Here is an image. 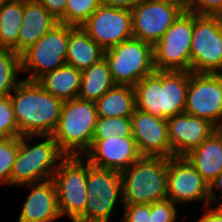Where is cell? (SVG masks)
I'll return each mask as SVG.
<instances>
[{
  "instance_id": "obj_4",
  "label": "cell",
  "mask_w": 222,
  "mask_h": 222,
  "mask_svg": "<svg viewBox=\"0 0 222 222\" xmlns=\"http://www.w3.org/2000/svg\"><path fill=\"white\" fill-rule=\"evenodd\" d=\"M120 173L122 205L167 199V158L141 156Z\"/></svg>"
},
{
  "instance_id": "obj_28",
  "label": "cell",
  "mask_w": 222,
  "mask_h": 222,
  "mask_svg": "<svg viewBox=\"0 0 222 222\" xmlns=\"http://www.w3.org/2000/svg\"><path fill=\"white\" fill-rule=\"evenodd\" d=\"M101 5V0H67L65 13L59 23L80 27Z\"/></svg>"
},
{
  "instance_id": "obj_17",
  "label": "cell",
  "mask_w": 222,
  "mask_h": 222,
  "mask_svg": "<svg viewBox=\"0 0 222 222\" xmlns=\"http://www.w3.org/2000/svg\"><path fill=\"white\" fill-rule=\"evenodd\" d=\"M83 157L93 166L122 171L136 162L141 154L132 136H114L92 140Z\"/></svg>"
},
{
  "instance_id": "obj_38",
  "label": "cell",
  "mask_w": 222,
  "mask_h": 222,
  "mask_svg": "<svg viewBox=\"0 0 222 222\" xmlns=\"http://www.w3.org/2000/svg\"><path fill=\"white\" fill-rule=\"evenodd\" d=\"M141 0H101L102 6L125 8L131 10Z\"/></svg>"
},
{
  "instance_id": "obj_14",
  "label": "cell",
  "mask_w": 222,
  "mask_h": 222,
  "mask_svg": "<svg viewBox=\"0 0 222 222\" xmlns=\"http://www.w3.org/2000/svg\"><path fill=\"white\" fill-rule=\"evenodd\" d=\"M131 21V10L100 5L80 27L107 50L133 38Z\"/></svg>"
},
{
  "instance_id": "obj_27",
  "label": "cell",
  "mask_w": 222,
  "mask_h": 222,
  "mask_svg": "<svg viewBox=\"0 0 222 222\" xmlns=\"http://www.w3.org/2000/svg\"><path fill=\"white\" fill-rule=\"evenodd\" d=\"M21 70L20 55L13 50L0 48V96H8L22 81L18 79Z\"/></svg>"
},
{
  "instance_id": "obj_22",
  "label": "cell",
  "mask_w": 222,
  "mask_h": 222,
  "mask_svg": "<svg viewBox=\"0 0 222 222\" xmlns=\"http://www.w3.org/2000/svg\"><path fill=\"white\" fill-rule=\"evenodd\" d=\"M104 53L105 50L81 27L69 25L66 64L82 71L101 61Z\"/></svg>"
},
{
  "instance_id": "obj_24",
  "label": "cell",
  "mask_w": 222,
  "mask_h": 222,
  "mask_svg": "<svg viewBox=\"0 0 222 222\" xmlns=\"http://www.w3.org/2000/svg\"><path fill=\"white\" fill-rule=\"evenodd\" d=\"M98 117H131L136 109L133 86L116 84L96 102Z\"/></svg>"
},
{
  "instance_id": "obj_36",
  "label": "cell",
  "mask_w": 222,
  "mask_h": 222,
  "mask_svg": "<svg viewBox=\"0 0 222 222\" xmlns=\"http://www.w3.org/2000/svg\"><path fill=\"white\" fill-rule=\"evenodd\" d=\"M222 194V171L218 174V176L209 184V197H210V205H214L213 203H218L216 206H222V195L217 196L218 191ZM221 198V199H220Z\"/></svg>"
},
{
  "instance_id": "obj_11",
  "label": "cell",
  "mask_w": 222,
  "mask_h": 222,
  "mask_svg": "<svg viewBox=\"0 0 222 222\" xmlns=\"http://www.w3.org/2000/svg\"><path fill=\"white\" fill-rule=\"evenodd\" d=\"M69 25L58 23L20 55L21 70L29 71L26 80L37 81L49 71L66 64Z\"/></svg>"
},
{
  "instance_id": "obj_13",
  "label": "cell",
  "mask_w": 222,
  "mask_h": 222,
  "mask_svg": "<svg viewBox=\"0 0 222 222\" xmlns=\"http://www.w3.org/2000/svg\"><path fill=\"white\" fill-rule=\"evenodd\" d=\"M185 9V2L141 0L131 9L133 38L154 46Z\"/></svg>"
},
{
  "instance_id": "obj_32",
  "label": "cell",
  "mask_w": 222,
  "mask_h": 222,
  "mask_svg": "<svg viewBox=\"0 0 222 222\" xmlns=\"http://www.w3.org/2000/svg\"><path fill=\"white\" fill-rule=\"evenodd\" d=\"M177 212L176 204L169 199L150 204L151 222H176Z\"/></svg>"
},
{
  "instance_id": "obj_1",
  "label": "cell",
  "mask_w": 222,
  "mask_h": 222,
  "mask_svg": "<svg viewBox=\"0 0 222 222\" xmlns=\"http://www.w3.org/2000/svg\"><path fill=\"white\" fill-rule=\"evenodd\" d=\"M10 100L21 136L52 135L63 100L45 91L37 81L26 79L11 92Z\"/></svg>"
},
{
  "instance_id": "obj_12",
  "label": "cell",
  "mask_w": 222,
  "mask_h": 222,
  "mask_svg": "<svg viewBox=\"0 0 222 222\" xmlns=\"http://www.w3.org/2000/svg\"><path fill=\"white\" fill-rule=\"evenodd\" d=\"M185 113L222 126V74L189 72Z\"/></svg>"
},
{
  "instance_id": "obj_35",
  "label": "cell",
  "mask_w": 222,
  "mask_h": 222,
  "mask_svg": "<svg viewBox=\"0 0 222 222\" xmlns=\"http://www.w3.org/2000/svg\"><path fill=\"white\" fill-rule=\"evenodd\" d=\"M46 10L56 19H59L64 13L67 0H38Z\"/></svg>"
},
{
  "instance_id": "obj_15",
  "label": "cell",
  "mask_w": 222,
  "mask_h": 222,
  "mask_svg": "<svg viewBox=\"0 0 222 222\" xmlns=\"http://www.w3.org/2000/svg\"><path fill=\"white\" fill-rule=\"evenodd\" d=\"M167 199L175 204L204 201L210 205L209 184L185 157L167 158Z\"/></svg>"
},
{
  "instance_id": "obj_8",
  "label": "cell",
  "mask_w": 222,
  "mask_h": 222,
  "mask_svg": "<svg viewBox=\"0 0 222 222\" xmlns=\"http://www.w3.org/2000/svg\"><path fill=\"white\" fill-rule=\"evenodd\" d=\"M194 12L185 9L153 46L155 70L191 72V40Z\"/></svg>"
},
{
  "instance_id": "obj_6",
  "label": "cell",
  "mask_w": 222,
  "mask_h": 222,
  "mask_svg": "<svg viewBox=\"0 0 222 222\" xmlns=\"http://www.w3.org/2000/svg\"><path fill=\"white\" fill-rule=\"evenodd\" d=\"M83 156H65L53 174L58 208L61 217L66 215L75 222L87 204V160Z\"/></svg>"
},
{
  "instance_id": "obj_33",
  "label": "cell",
  "mask_w": 222,
  "mask_h": 222,
  "mask_svg": "<svg viewBox=\"0 0 222 222\" xmlns=\"http://www.w3.org/2000/svg\"><path fill=\"white\" fill-rule=\"evenodd\" d=\"M185 7L198 15H222V0H185Z\"/></svg>"
},
{
  "instance_id": "obj_3",
  "label": "cell",
  "mask_w": 222,
  "mask_h": 222,
  "mask_svg": "<svg viewBox=\"0 0 222 222\" xmlns=\"http://www.w3.org/2000/svg\"><path fill=\"white\" fill-rule=\"evenodd\" d=\"M97 119L95 102L80 98L66 100L51 136L66 156H83L91 146Z\"/></svg>"
},
{
  "instance_id": "obj_29",
  "label": "cell",
  "mask_w": 222,
  "mask_h": 222,
  "mask_svg": "<svg viewBox=\"0 0 222 222\" xmlns=\"http://www.w3.org/2000/svg\"><path fill=\"white\" fill-rule=\"evenodd\" d=\"M132 136L130 117H98L92 140Z\"/></svg>"
},
{
  "instance_id": "obj_16",
  "label": "cell",
  "mask_w": 222,
  "mask_h": 222,
  "mask_svg": "<svg viewBox=\"0 0 222 222\" xmlns=\"http://www.w3.org/2000/svg\"><path fill=\"white\" fill-rule=\"evenodd\" d=\"M132 137L141 156L172 157L166 119L135 109L131 115Z\"/></svg>"
},
{
  "instance_id": "obj_19",
  "label": "cell",
  "mask_w": 222,
  "mask_h": 222,
  "mask_svg": "<svg viewBox=\"0 0 222 222\" xmlns=\"http://www.w3.org/2000/svg\"><path fill=\"white\" fill-rule=\"evenodd\" d=\"M24 186L31 192L23 204L18 222H53L61 218L52 178L20 187Z\"/></svg>"
},
{
  "instance_id": "obj_31",
  "label": "cell",
  "mask_w": 222,
  "mask_h": 222,
  "mask_svg": "<svg viewBox=\"0 0 222 222\" xmlns=\"http://www.w3.org/2000/svg\"><path fill=\"white\" fill-rule=\"evenodd\" d=\"M20 136L10 95L0 96V138Z\"/></svg>"
},
{
  "instance_id": "obj_25",
  "label": "cell",
  "mask_w": 222,
  "mask_h": 222,
  "mask_svg": "<svg viewBox=\"0 0 222 222\" xmlns=\"http://www.w3.org/2000/svg\"><path fill=\"white\" fill-rule=\"evenodd\" d=\"M115 85L108 62L103 58L98 63L81 71L78 98L96 102Z\"/></svg>"
},
{
  "instance_id": "obj_21",
  "label": "cell",
  "mask_w": 222,
  "mask_h": 222,
  "mask_svg": "<svg viewBox=\"0 0 222 222\" xmlns=\"http://www.w3.org/2000/svg\"><path fill=\"white\" fill-rule=\"evenodd\" d=\"M185 158L210 184L222 171V126L215 131Z\"/></svg>"
},
{
  "instance_id": "obj_34",
  "label": "cell",
  "mask_w": 222,
  "mask_h": 222,
  "mask_svg": "<svg viewBox=\"0 0 222 222\" xmlns=\"http://www.w3.org/2000/svg\"><path fill=\"white\" fill-rule=\"evenodd\" d=\"M121 222H151L150 204H123Z\"/></svg>"
},
{
  "instance_id": "obj_39",
  "label": "cell",
  "mask_w": 222,
  "mask_h": 222,
  "mask_svg": "<svg viewBox=\"0 0 222 222\" xmlns=\"http://www.w3.org/2000/svg\"><path fill=\"white\" fill-rule=\"evenodd\" d=\"M146 1H158V2H166V3L185 2V0H146Z\"/></svg>"
},
{
  "instance_id": "obj_23",
  "label": "cell",
  "mask_w": 222,
  "mask_h": 222,
  "mask_svg": "<svg viewBox=\"0 0 222 222\" xmlns=\"http://www.w3.org/2000/svg\"><path fill=\"white\" fill-rule=\"evenodd\" d=\"M80 81L81 70L68 64L49 71L37 80L45 91L63 101L78 98Z\"/></svg>"
},
{
  "instance_id": "obj_20",
  "label": "cell",
  "mask_w": 222,
  "mask_h": 222,
  "mask_svg": "<svg viewBox=\"0 0 222 222\" xmlns=\"http://www.w3.org/2000/svg\"><path fill=\"white\" fill-rule=\"evenodd\" d=\"M38 0H23V20L17 38V54L21 55L58 24Z\"/></svg>"
},
{
  "instance_id": "obj_30",
  "label": "cell",
  "mask_w": 222,
  "mask_h": 222,
  "mask_svg": "<svg viewBox=\"0 0 222 222\" xmlns=\"http://www.w3.org/2000/svg\"><path fill=\"white\" fill-rule=\"evenodd\" d=\"M19 149V137L0 138V185H10V174Z\"/></svg>"
},
{
  "instance_id": "obj_9",
  "label": "cell",
  "mask_w": 222,
  "mask_h": 222,
  "mask_svg": "<svg viewBox=\"0 0 222 222\" xmlns=\"http://www.w3.org/2000/svg\"><path fill=\"white\" fill-rule=\"evenodd\" d=\"M104 58L116 84L134 86L155 71L153 46L140 39L131 38L105 50Z\"/></svg>"
},
{
  "instance_id": "obj_10",
  "label": "cell",
  "mask_w": 222,
  "mask_h": 222,
  "mask_svg": "<svg viewBox=\"0 0 222 222\" xmlns=\"http://www.w3.org/2000/svg\"><path fill=\"white\" fill-rule=\"evenodd\" d=\"M191 72L222 74V15L194 13Z\"/></svg>"
},
{
  "instance_id": "obj_26",
  "label": "cell",
  "mask_w": 222,
  "mask_h": 222,
  "mask_svg": "<svg viewBox=\"0 0 222 222\" xmlns=\"http://www.w3.org/2000/svg\"><path fill=\"white\" fill-rule=\"evenodd\" d=\"M23 20V0H10L0 7V48L17 54V38Z\"/></svg>"
},
{
  "instance_id": "obj_40",
  "label": "cell",
  "mask_w": 222,
  "mask_h": 222,
  "mask_svg": "<svg viewBox=\"0 0 222 222\" xmlns=\"http://www.w3.org/2000/svg\"><path fill=\"white\" fill-rule=\"evenodd\" d=\"M8 1H10V0H0V7H1L4 3L8 2Z\"/></svg>"
},
{
  "instance_id": "obj_18",
  "label": "cell",
  "mask_w": 222,
  "mask_h": 222,
  "mask_svg": "<svg viewBox=\"0 0 222 222\" xmlns=\"http://www.w3.org/2000/svg\"><path fill=\"white\" fill-rule=\"evenodd\" d=\"M166 120L172 157H185L216 129L208 120L191 116L185 112Z\"/></svg>"
},
{
  "instance_id": "obj_5",
  "label": "cell",
  "mask_w": 222,
  "mask_h": 222,
  "mask_svg": "<svg viewBox=\"0 0 222 222\" xmlns=\"http://www.w3.org/2000/svg\"><path fill=\"white\" fill-rule=\"evenodd\" d=\"M34 137L35 135L19 137V149L10 174V185L23 186L51 179L58 168L57 163L66 156L51 135H36L43 138V141L31 147L28 142Z\"/></svg>"
},
{
  "instance_id": "obj_7",
  "label": "cell",
  "mask_w": 222,
  "mask_h": 222,
  "mask_svg": "<svg viewBox=\"0 0 222 222\" xmlns=\"http://www.w3.org/2000/svg\"><path fill=\"white\" fill-rule=\"evenodd\" d=\"M86 187L85 211L75 222H109L117 198L123 201L120 171L99 168L87 161Z\"/></svg>"
},
{
  "instance_id": "obj_37",
  "label": "cell",
  "mask_w": 222,
  "mask_h": 222,
  "mask_svg": "<svg viewBox=\"0 0 222 222\" xmlns=\"http://www.w3.org/2000/svg\"><path fill=\"white\" fill-rule=\"evenodd\" d=\"M204 213L197 222H222V206H215V208L208 205L203 207Z\"/></svg>"
},
{
  "instance_id": "obj_2",
  "label": "cell",
  "mask_w": 222,
  "mask_h": 222,
  "mask_svg": "<svg viewBox=\"0 0 222 222\" xmlns=\"http://www.w3.org/2000/svg\"><path fill=\"white\" fill-rule=\"evenodd\" d=\"M188 81V71L155 70L133 86L136 109L159 119L184 113Z\"/></svg>"
}]
</instances>
